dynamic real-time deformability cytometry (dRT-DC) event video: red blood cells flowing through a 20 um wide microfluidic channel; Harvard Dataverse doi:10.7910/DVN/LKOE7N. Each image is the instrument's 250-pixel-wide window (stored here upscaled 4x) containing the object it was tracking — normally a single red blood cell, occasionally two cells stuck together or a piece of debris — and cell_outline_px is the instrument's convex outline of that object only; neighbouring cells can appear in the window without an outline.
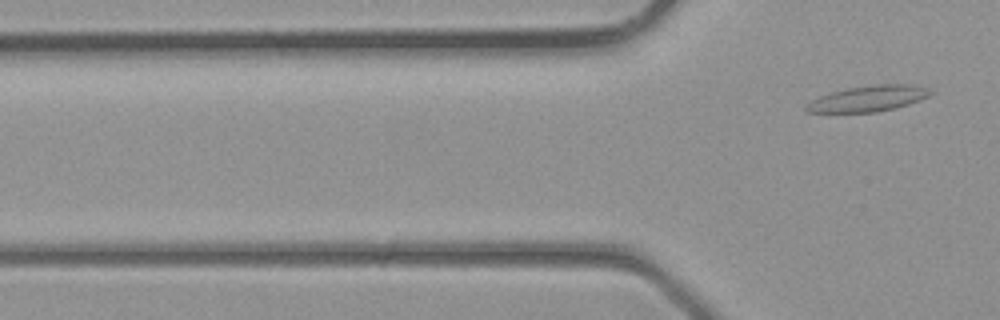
{"species": "common noctule bat (a hibernating species)", "species_latin": "Nyctalus noctula", "temperature_condition": "room temperature", "stored_images_in_passage": 3, "camera_frame_rate_fps": 3000, "um_per_image_px": 0.085, "animal": {"sex": "male", "body_mass_g": 23.1, "forearm_length_mm": 52.7}, "frame": {"image": 1, "passage_image": 3, "time_ms": 0.667, "image_size_px": [1000, 320], "cell_outline_px": [[932, 92], [928, 96], [920, 100], [896, 108], [876, 112], [808, 112], [804, 108], [812, 100], [820, 96], [832, 92], [848, 88], [876, 84], [912, 84], [928, 88]], "centroid_in_image_um": [73.83, 8.37], "position_along_channel_um": 52.0, "area_um2": 18.5}}